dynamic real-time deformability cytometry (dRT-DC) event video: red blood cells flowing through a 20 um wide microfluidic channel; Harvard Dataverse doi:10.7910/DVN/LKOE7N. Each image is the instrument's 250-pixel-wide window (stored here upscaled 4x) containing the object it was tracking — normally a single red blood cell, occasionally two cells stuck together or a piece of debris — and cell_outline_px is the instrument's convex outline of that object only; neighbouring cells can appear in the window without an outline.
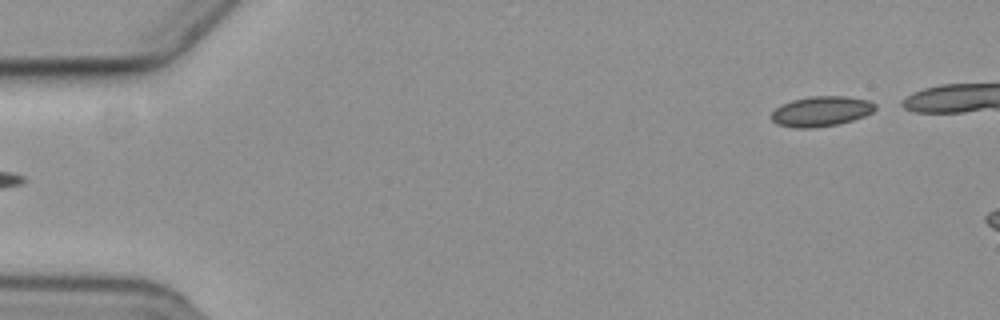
{"species": "common noctule bat (a hibernating species)", "species_latin": "Nyctalus noctula", "temperature_condition": "cold", "stored_images_in_passage": 3, "camera_frame_rate_fps": 3000, "um_per_image_px": 0.085, "animal": {"sex": "female", "body_mass_g": 19.3, "forearm_length_mm": 54.1}, "frame": {"image": 1, "passage_image": 1, "time_ms": 0.0, "image_size_px": [1000, 320], "cell_outline_px": [[876, 108], [872, 112], [864, 116], [840, 124], [812, 128], [796, 128], [776, 124], [768, 116], [780, 104], [792, 100], [812, 96], [848, 96], [868, 100], [876, 104]], "centroid_in_image_um": [69.77, 9.46], "position_along_channel_um": 15.2, "area_um2": 18.44}}